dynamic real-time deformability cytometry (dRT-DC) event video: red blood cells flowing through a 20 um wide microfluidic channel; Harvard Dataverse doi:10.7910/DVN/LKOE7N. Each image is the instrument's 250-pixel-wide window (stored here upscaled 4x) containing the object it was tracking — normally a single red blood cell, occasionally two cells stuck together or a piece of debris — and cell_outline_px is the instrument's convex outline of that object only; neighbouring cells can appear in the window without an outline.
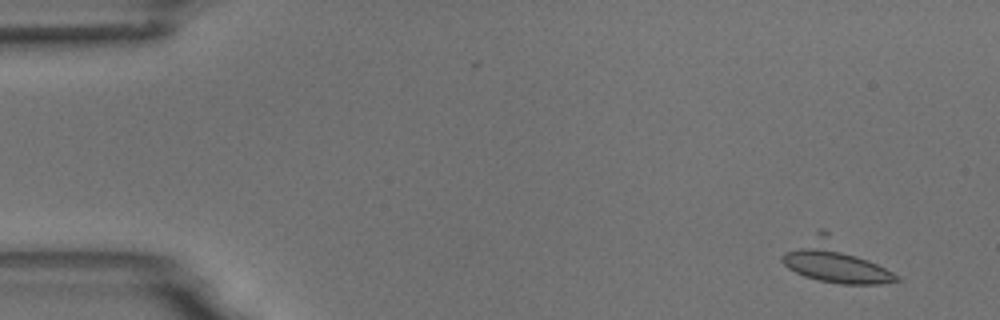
{"species": "common noctule bat (a hibernating species)", "species_latin": "Nyctalus noctula", "temperature_condition": "room temperature", "stored_images_in_passage": 7, "camera_frame_rate_fps": 3000, "um_per_image_px": 0.085, "animal": {"sex": "male", "body_mass_g": 18.8}, "frame": {"image": 1, "passage_image": 2, "time_ms": 1.333, "image_size_px": [1000, 320], "cell_outline_px": [[900, 280], [880, 284], [840, 284], [820, 280], [804, 276], [788, 268], [780, 260], [780, 256], [784, 252], [820, 228], [824, 228], [900, 276]], "centroid_in_image_um": [70.97, 22.22], "position_along_channel_um": 14.0, "area_um2": 27.69}}
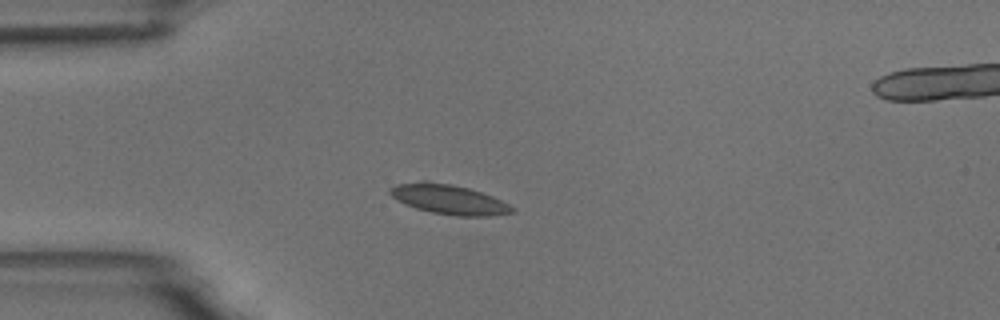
{"frame": {"image": 2, "passage_image": 5, "time_ms": 5.0, "image_size_px": [1000, 320], "cell_outline_px": [[516, 212], [488, 216], [456, 216], [432, 212], [416, 208], [404, 204], [396, 200], [388, 192], [388, 188], [396, 184], [420, 180], [428, 180], [452, 184], [468, 188], [492, 196], [516, 208]], "centroid_in_image_um": [38.11, 16.93], "position_along_channel_um": 46.9, "area_um2": 21.39}}